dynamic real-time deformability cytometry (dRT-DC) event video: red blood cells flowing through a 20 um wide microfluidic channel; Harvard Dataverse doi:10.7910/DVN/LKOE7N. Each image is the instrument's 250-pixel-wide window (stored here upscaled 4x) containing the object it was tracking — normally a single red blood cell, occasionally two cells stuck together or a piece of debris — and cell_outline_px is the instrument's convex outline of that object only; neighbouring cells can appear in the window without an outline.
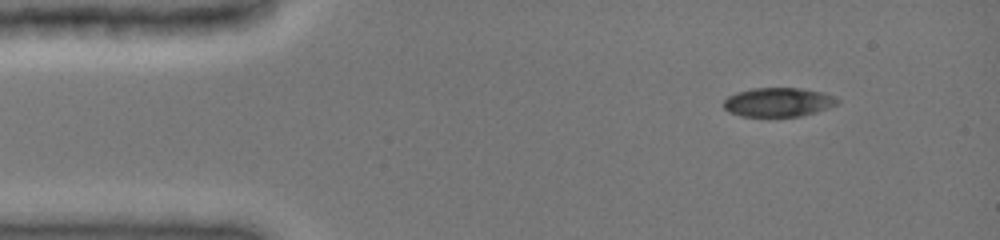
{"species": "common noctule bat (a hibernating species)", "species_latin": "Nyctalus noctula", "temperature_condition": "cold", "stored_images_in_passage": 45, "camera_frame_rate_fps": 3000, "um_per_image_px": 0.085, "animal": {"sex": "female", "body_mass_g": 19.0, "forearm_length_mm": 51.5}, "frame": {"image": 1, "passage_image": 1, "time_ms": 0.0, "image_size_px": [1000, 240], "cell_outline_px": [[840, 100], [836, 104], [828, 108], [816, 112], [800, 116], [740, 116], [728, 112], [724, 108], [724, 100], [728, 96], [736, 92], [752, 88], [800, 88], [824, 92], [836, 96]], "centroid_in_image_um": [66.16, 8.68], "position_along_channel_um": 18.8, "area_um2": 19.36}}
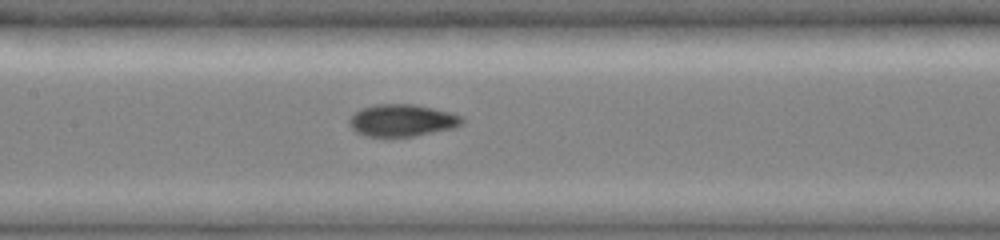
{"frame": {"image": 2, "passage_image": 20, "time_ms": 5.667, "image_size_px": [1000, 240], "cell_outline_px": [[464, 120], [456, 128], [412, 136], [368, 136], [356, 132], [348, 124], [348, 120], [360, 108], [372, 104], [412, 104], [452, 112], [464, 116]], "centroid_in_image_um": [34.19, 10.22], "position_along_channel_um": 173.2, "area_um2": 21.15}}
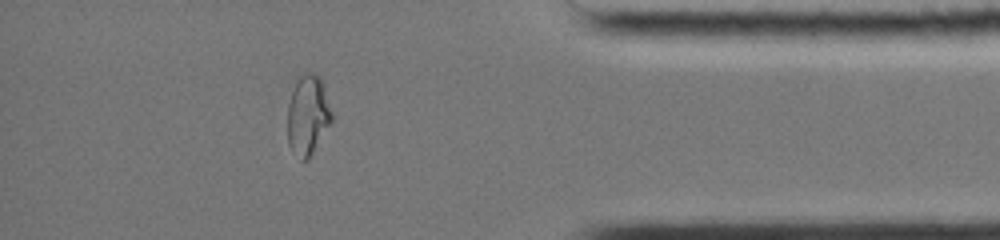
{"frame": {"image": 3, "passage_image": 37, "time_ms": 12.0, "image_size_px": [1000, 240], "cell_outline_px": [[332, 120], [308, 160], [300, 160], [292, 152], [288, 144], [288, 104], [292, 92], [300, 76], [308, 72], [312, 72], [320, 76], [332, 112]], "centroid_in_image_um": [26.16, 9.81], "position_along_channel_um": 409.0, "area_um2": 20.35}, "authors_computed_cell_mechanics": {"area_um2": 21.1548, "velocity_mm_per_s": 4.0078, "shape_relaxation_time_tau1_ms": null, "shape_relaxation_time_tau2_ms": 1.0911, "deformation_change_tau1": null, "deformation_change_tau2": 0.0407}}